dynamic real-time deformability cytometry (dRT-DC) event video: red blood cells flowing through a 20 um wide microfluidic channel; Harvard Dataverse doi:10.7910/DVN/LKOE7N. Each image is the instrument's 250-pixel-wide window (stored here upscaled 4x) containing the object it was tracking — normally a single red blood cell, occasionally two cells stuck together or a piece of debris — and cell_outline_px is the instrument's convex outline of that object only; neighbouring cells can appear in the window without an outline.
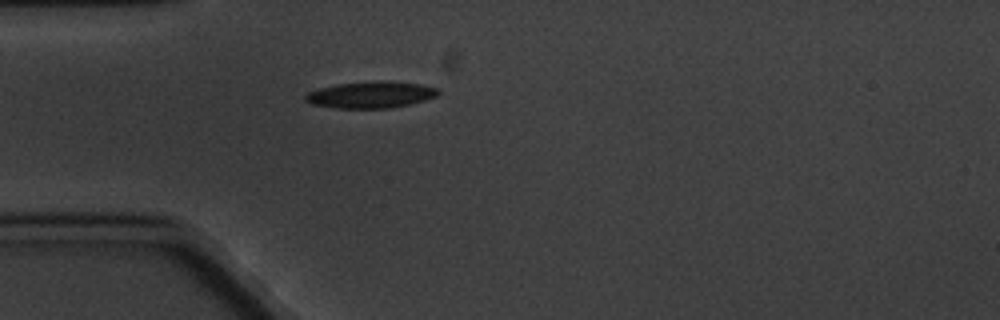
{"species": "common noctule bat (a hibernating species)", "species_latin": "Nyctalus noctula", "temperature_condition": "cold", "stored_images_in_passage": 1, "camera_frame_rate_fps": 3000, "um_per_image_px": 0.085, "animal": {"sex": "male", "body_mass_g": 20.1, "forearm_length_mm": 53.5}, "frame": {"image": 1, "passage_image": 1, "time_ms": 0.0, "image_size_px": [1000, 320], "cell_outline_px": [[440, 92], [436, 96], [424, 100], [392, 108], [336, 108], [312, 104], [304, 100], [304, 96], [308, 92], [320, 88], [336, 84], [372, 80], [388, 80], [420, 84], [436, 88]], "centroid_in_image_um": [31.5, 8.04], "position_along_channel_um": 53.5, "area_um2": 20.69}}